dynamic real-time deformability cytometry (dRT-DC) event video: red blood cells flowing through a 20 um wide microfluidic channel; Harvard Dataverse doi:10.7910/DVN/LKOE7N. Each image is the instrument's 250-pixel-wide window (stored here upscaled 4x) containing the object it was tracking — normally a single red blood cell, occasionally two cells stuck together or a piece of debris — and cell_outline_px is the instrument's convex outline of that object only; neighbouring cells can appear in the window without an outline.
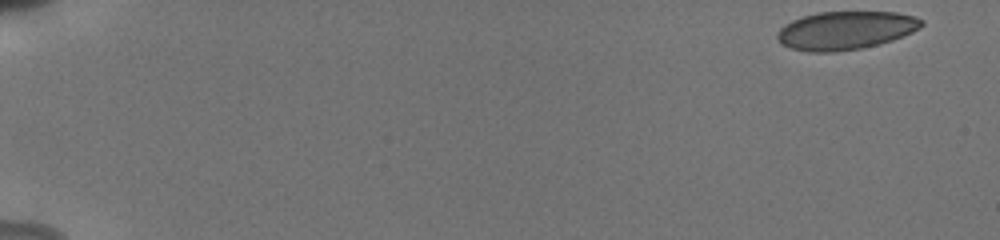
{"species": "human", "species_latin": "Homo sapiens", "temperature_condition": "cold", "stored_images_in_passage": 53, "camera_frame_rate_fps": 3000, "um_per_image_px": 0.085, "donor": {"sex": "male"}, "frame": {"image": 1, "passage_image": 1, "time_ms": 0.0, "image_size_px": [1000, 240], "cell_outline_px": [[924, 24], [920, 28], [912, 32], [892, 40], [880, 44], [860, 48], [832, 52], [808, 52], [792, 48], [780, 44], [776, 36], [776, 32], [784, 24], [792, 20], [816, 12], [896, 12], [916, 16], [924, 20]], "centroid_in_image_um": [71.87, 2.58], "position_along_channel_um": 13.1, "area_um2": 32.37}}
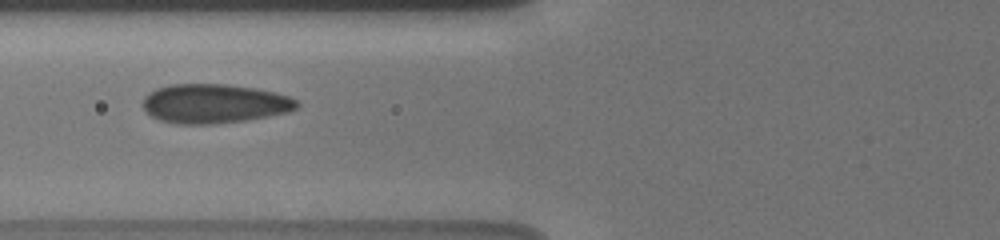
{"frame": {"image": 2, "passage_image": 22, "time_ms": 7.0, "image_size_px": [1000, 240], "cell_outline_px": [[300, 104], [296, 108], [288, 112], [268, 116], [244, 120], [212, 124], [176, 124], [160, 120], [152, 116], [144, 108], [144, 96], [148, 92], [156, 88], [172, 84], [228, 84], [256, 88], [276, 92], [288, 96], [296, 100]], "centroid_in_image_um": [18.22, 8.8], "position_along_channel_um": 107.6, "area_um2": 35.2}}
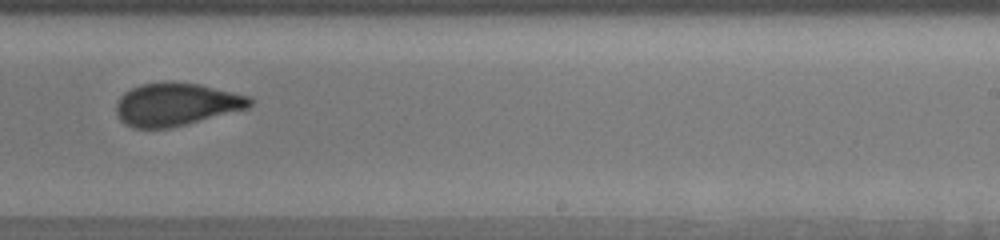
{"frame": {"image": 3, "passage_image": 35, "time_ms": 11.333, "image_size_px": [1000, 240], "cell_outline_px": [[252, 104], [248, 108], [168, 128], [132, 128], [124, 124], [116, 116], [116, 104], [120, 96], [124, 92], [140, 84], [168, 80], [200, 84], [252, 96]], "centroid_in_image_um": [14.95, 8.84], "position_along_channel_um": 274.1, "area_um2": 33.64}, "authors_computed_cell_mechanics": {"area_um2": 33.2928, "velocity_mm_per_s": 3.8445, "shape_relaxation_time_tau1_ms": null, "shape_relaxation_time_tau2_ms": 0.782, "deformation_change_tau1": null, "deformation_change_tau2": 0.0751}}